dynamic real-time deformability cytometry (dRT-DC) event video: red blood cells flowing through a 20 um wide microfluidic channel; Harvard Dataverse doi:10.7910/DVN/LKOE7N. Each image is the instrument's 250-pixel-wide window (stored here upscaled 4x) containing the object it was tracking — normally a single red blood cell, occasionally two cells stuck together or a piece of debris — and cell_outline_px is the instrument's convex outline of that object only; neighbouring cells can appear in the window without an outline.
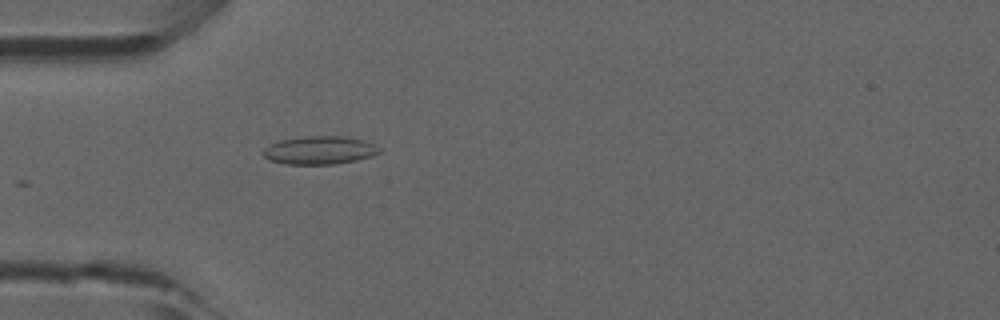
{"species": "common noctule bat (a hibernating species)", "species_latin": "Nyctalus noctula", "temperature_condition": "room temperature", "stored_images_in_passage": 9, "camera_frame_rate_fps": 3000, "um_per_image_px": 0.085, "animal": {"sex": "male", "forearm_length_mm": 52.5}, "frame": {"image": 1, "passage_image": 2, "time_ms": 0.333, "image_size_px": [1000, 320], "cell_outline_px": [[380, 152], [372, 156], [356, 160], [332, 164], [284, 164], [268, 160], [260, 152], [268, 144], [280, 140], [304, 136], [340, 136], [364, 140], [380, 148]], "centroid_in_image_um": [27.09, 12.77], "position_along_channel_um": 57.9, "area_um2": 19.13}}
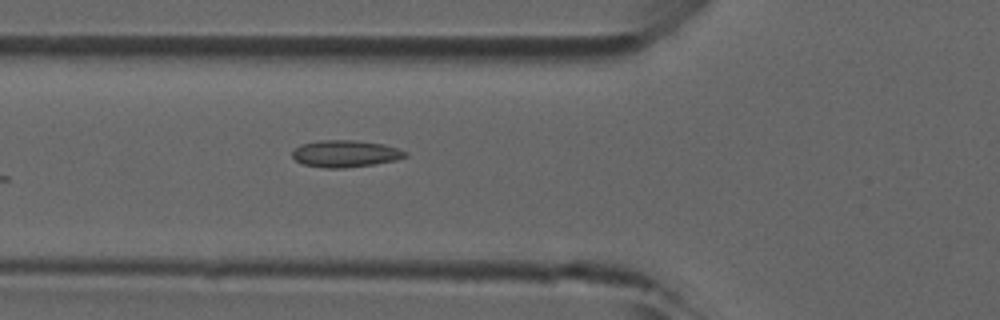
{"frame": {"image": 2, "passage_image": 5, "time_ms": 1.333, "image_size_px": [1000, 320], "cell_outline_px": [[408, 156], [396, 160], [372, 164], [344, 168], [324, 168], [304, 164], [296, 160], [292, 156], [292, 152], [300, 144], [320, 140], [356, 140], [384, 144], [400, 148], [408, 152]], "centroid_in_image_um": [29.39, 13.05], "position_along_channel_um": 96.4, "area_um2": 17.8}}
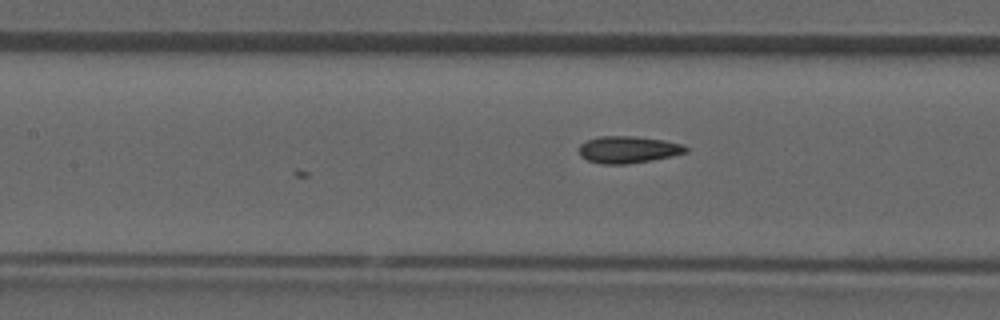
{"frame": {"image": 3, "passage_image": 9, "time_ms": 2.667, "image_size_px": [1000, 320], "cell_outline_px": [[688, 152], [672, 156], [652, 160], [628, 164], [604, 164], [588, 160], [580, 156], [580, 144], [588, 140], [600, 136], [636, 136], [664, 140], [684, 144], [688, 148]], "centroid_in_image_um": [53.44, 12.71], "position_along_channel_um": 154.0, "area_um2": 16.82}}